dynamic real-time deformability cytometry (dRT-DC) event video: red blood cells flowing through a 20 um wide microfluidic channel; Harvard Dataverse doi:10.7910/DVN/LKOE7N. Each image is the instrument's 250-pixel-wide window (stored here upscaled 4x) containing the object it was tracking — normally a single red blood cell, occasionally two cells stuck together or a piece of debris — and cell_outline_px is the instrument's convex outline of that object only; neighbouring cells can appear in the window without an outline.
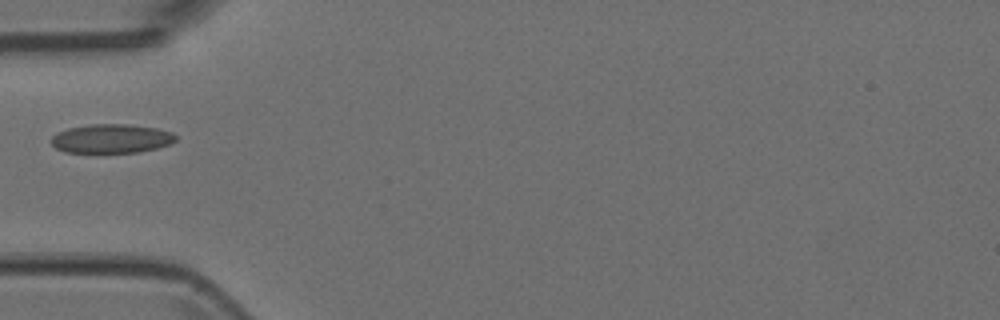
{"species": "Egyptian fruit bat (a non-hibernating species)", "species_latin": "Rousettus aegyptiacus", "temperature_condition": "room temperature", "stored_images_in_passage": 2, "camera_frame_rate_fps": 3000, "um_per_image_px": 0.085, "animal": {"sex": "female"}, "frame": {"image": 1, "passage_image": 1, "time_ms": 0.0, "image_size_px": [1000, 320], "cell_outline_px": [[176, 140], [168, 144], [156, 148], [136, 152], [96, 156], [64, 152], [56, 148], [52, 144], [52, 136], [68, 128], [88, 124], [128, 124], [156, 128], [172, 132], [176, 136]], "centroid_in_image_um": [9.41, 11.83], "position_along_channel_um": 75.6, "area_um2": 21.85}}
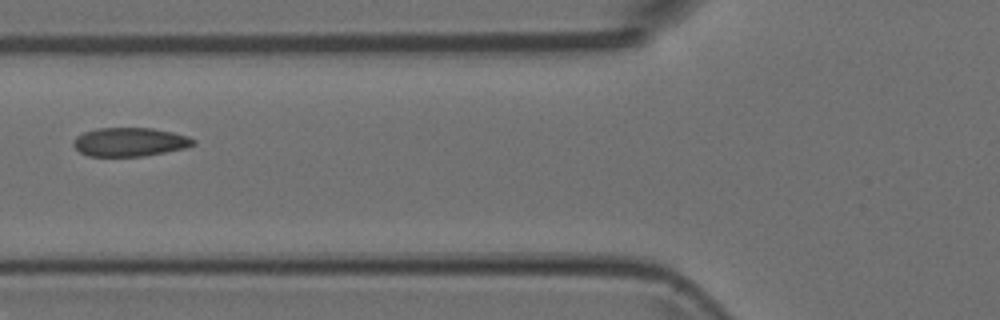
{"frame": {"image": 2, "passage_image": 2, "time_ms": 0.333, "image_size_px": [1000, 320], "cell_outline_px": [[196, 144], [184, 148], [144, 156], [88, 156], [80, 152], [72, 144], [72, 140], [76, 136], [84, 132], [96, 128], [152, 128], [172, 132], [188, 136], [196, 140]], "centroid_in_image_um": [11.01, 12.06], "position_along_channel_um": 114.8, "area_um2": 20.11}}